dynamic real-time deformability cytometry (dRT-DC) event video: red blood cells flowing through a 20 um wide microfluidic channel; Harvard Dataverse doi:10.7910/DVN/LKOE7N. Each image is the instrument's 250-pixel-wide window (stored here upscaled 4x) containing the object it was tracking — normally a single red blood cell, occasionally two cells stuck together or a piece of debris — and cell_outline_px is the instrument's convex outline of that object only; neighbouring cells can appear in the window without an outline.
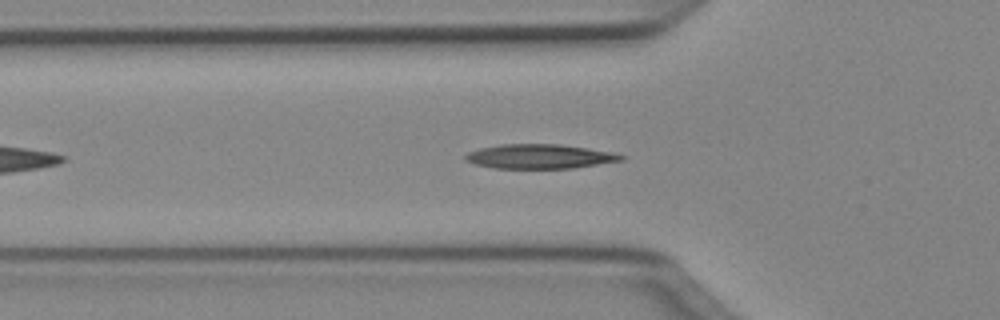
{"species": "Egyptian fruit bat (a non-hibernating species)", "species_latin": "Rousettus aegyptiacus", "temperature_condition": "cold", "stored_images_in_passage": 41, "camera_frame_rate_fps": 3000, "um_per_image_px": 0.085, "animal": {"sex": "female"}, "frame": {"image": 1, "passage_image": 7, "time_ms": 2.0, "image_size_px": [1000, 320], "cell_outline_px": [[624, 160], [572, 168], [492, 168], [476, 164], [464, 160], [464, 156], [468, 152], [480, 148], [500, 144], [560, 144], [588, 148], [612, 152], [624, 156]], "centroid_in_image_um": [45.84, 13.29], "position_along_channel_um": 80.0, "area_um2": 22.08}}
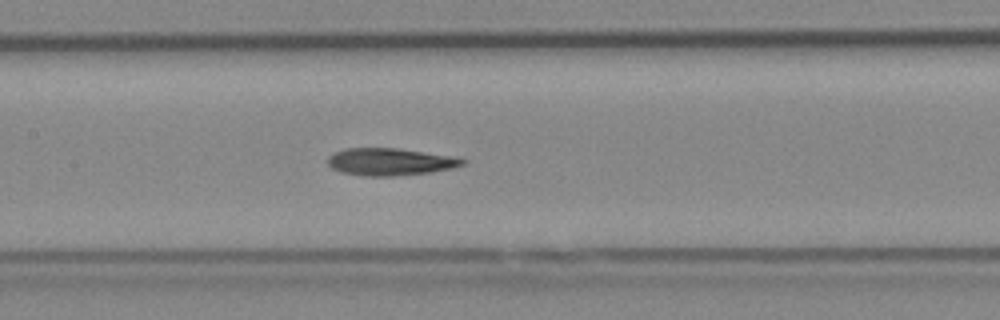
{"frame": {"image": 2, "passage_image": 14, "time_ms": 4.333, "image_size_px": [1000, 320], "cell_outline_px": [[468, 160], [464, 164], [452, 168], [432, 172], [392, 176], [364, 176], [340, 172], [332, 168], [328, 164], [328, 156], [336, 152], [348, 148], [396, 148], [460, 156]], "centroid_in_image_um": [33.23, 13.75], "position_along_channel_um": 174.2, "area_um2": 21.68}}
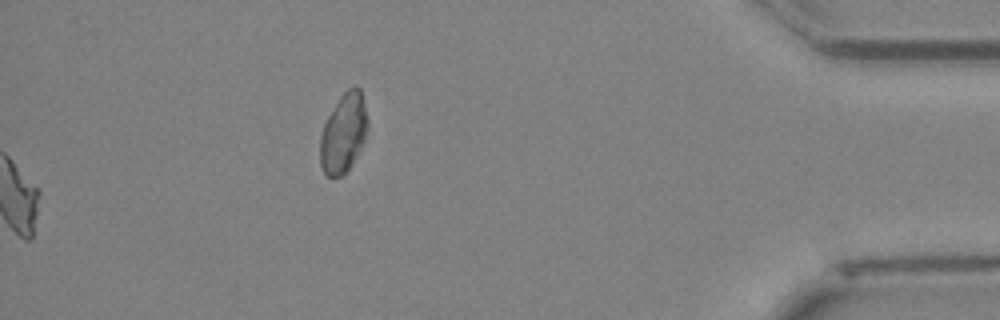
{"frame": {"image": 3, "passage_image": 41, "time_ms": 13.333, "image_size_px": [1000, 320], "cell_outline_px": [[368, 124], [364, 140], [348, 172], [344, 176], [324, 176], [320, 168], [320, 136], [324, 124], [328, 116], [340, 96], [348, 88], [360, 88], [368, 120]], "centroid_in_image_um": [29.17, 11.37], "position_along_channel_um": 406.0, "area_um2": 21.91}, "authors_computed_cell_mechanics": {"area_um2": 21.1548, "velocity_mm_per_s": 4.0416, "shape_relaxation_time_tau1_ms": 8.6025, "shape_relaxation_time_tau2_ms": 6.1878, "deformation_change_tau1": 0.2195, "deformation_change_tau2": 0.1598}}